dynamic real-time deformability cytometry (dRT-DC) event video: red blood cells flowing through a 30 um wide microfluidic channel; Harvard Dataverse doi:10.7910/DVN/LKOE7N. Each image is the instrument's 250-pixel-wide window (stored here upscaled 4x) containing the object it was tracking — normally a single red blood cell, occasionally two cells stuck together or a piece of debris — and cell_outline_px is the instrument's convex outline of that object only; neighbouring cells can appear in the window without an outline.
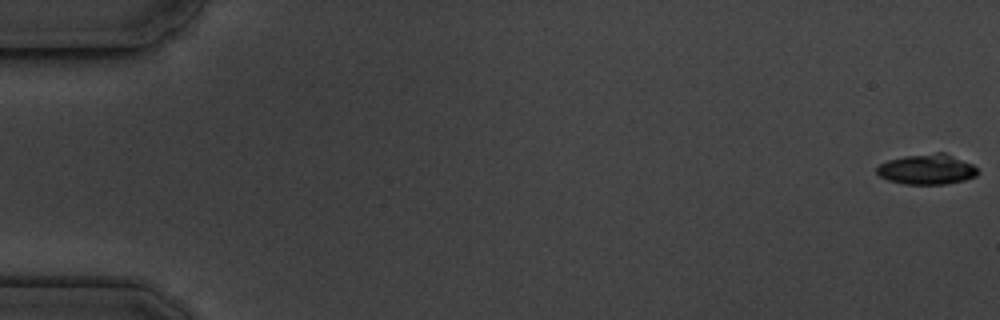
{"species": "common noctule bat (a hibernating species)", "species_latin": "Nyctalus noctula", "temperature_condition": "cold", "stored_images_in_passage": 7, "camera_frame_rate_fps": 3000, "um_per_image_px": 0.085, "animal": {"sex": "male", "body_mass_g": 19.5, "forearm_length_mm": 54.6}, "frame": {"image": 1, "passage_image": 1, "time_ms": 0.0, "image_size_px": [1000, 320], "cell_outline_px": [[980, 172], [976, 176], [964, 180], [948, 184], [904, 184], [888, 180], [880, 176], [876, 172], [876, 168], [880, 164], [888, 160], [904, 156], [936, 152], [944, 152], [972, 164]], "centroid_in_image_um": [78.8, 14.39], "position_along_channel_um": 6.2, "area_um2": 17.86}}
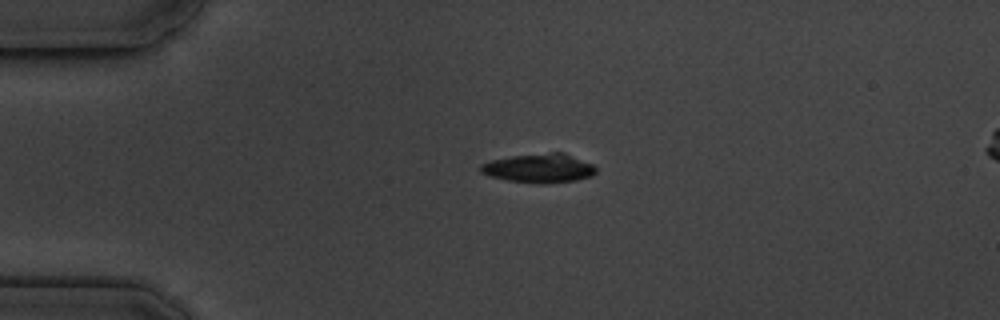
{"frame": {"image": 2, "passage_image": 5, "time_ms": 4.333, "image_size_px": [1000, 320], "cell_outline_px": [[596, 172], [592, 176], [576, 180], [548, 184], [540, 184], [508, 180], [488, 176], [480, 172], [480, 164], [492, 160], [512, 156], [552, 152], [564, 152], [592, 164], [596, 168]], "centroid_in_image_um": [45.83, 14.3], "position_along_channel_um": 39.2, "area_um2": 19.59}}